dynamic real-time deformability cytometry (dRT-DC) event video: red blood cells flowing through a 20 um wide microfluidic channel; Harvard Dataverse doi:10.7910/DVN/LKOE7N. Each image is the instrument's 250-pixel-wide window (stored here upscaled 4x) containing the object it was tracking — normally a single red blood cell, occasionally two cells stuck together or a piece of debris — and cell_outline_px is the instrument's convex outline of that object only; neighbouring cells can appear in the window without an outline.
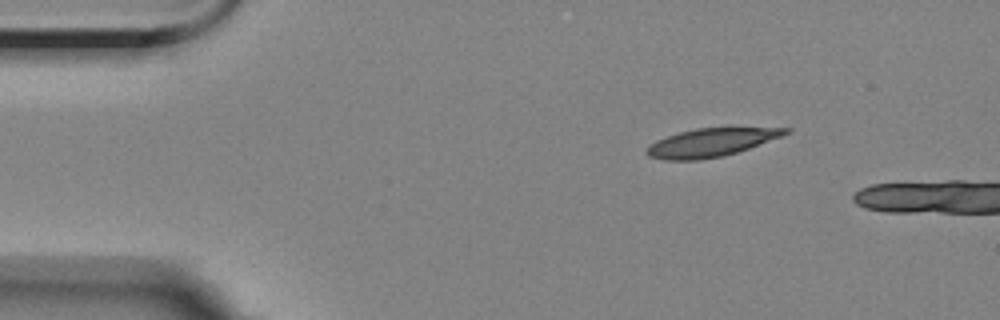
{"species": "Egyptian fruit bat (a non-hibernating species)", "species_latin": "Rousettus aegyptiacus", "temperature_condition": "room temperature", "stored_images_in_passage": 2, "camera_frame_rate_fps": 3000, "um_per_image_px": 0.085, "animal": {"sex": "female"}, "frame": {"image": 1, "passage_image": 1, "time_ms": 0.0, "image_size_px": [1000, 320], "cell_outline_px": [[792, 132], [748, 148], [724, 156], [700, 160], [664, 160], [648, 156], [644, 152], [656, 140], [680, 132], [696, 128], [732, 124], [792, 128]], "centroid_in_image_um": [60.56, 12.04], "position_along_channel_um": 24.4, "area_um2": 23.93}}